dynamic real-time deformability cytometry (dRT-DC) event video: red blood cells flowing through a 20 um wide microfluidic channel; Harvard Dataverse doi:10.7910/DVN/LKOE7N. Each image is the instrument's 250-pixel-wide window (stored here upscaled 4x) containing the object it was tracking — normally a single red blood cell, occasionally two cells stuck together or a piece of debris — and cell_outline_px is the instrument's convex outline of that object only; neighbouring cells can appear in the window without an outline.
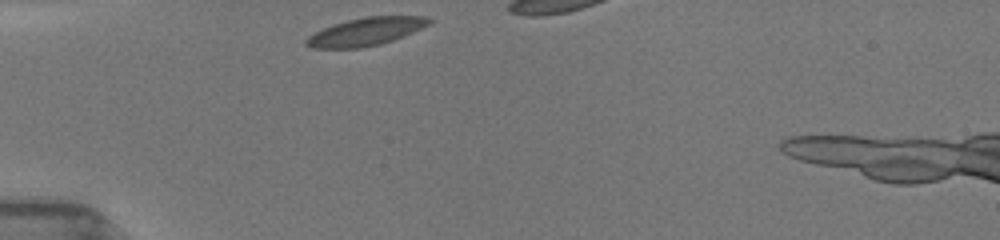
{"species": "common noctule bat (a hibernating species)", "species_latin": "Nyctalus noctula", "temperature_condition": "room temperature", "stored_images_in_passage": 12, "camera_frame_rate_fps": 3000, "um_per_image_px": 0.085, "animal": {"sex": "female", "body_mass_g": 19.5, "forearm_length_mm": 54.1}, "frame": {"image": 1, "passage_image": 1, "time_ms": 0.0, "image_size_px": [1000, 240], "cell_outline_px": [[432, 20], [428, 24], [412, 32], [392, 40], [380, 44], [360, 48], [312, 48], [304, 44], [304, 40], [308, 36], [332, 24], [364, 16], [428, 16]], "centroid_in_image_um": [31.05, 2.68], "position_along_channel_um": 53.9, "area_um2": 19.83}}
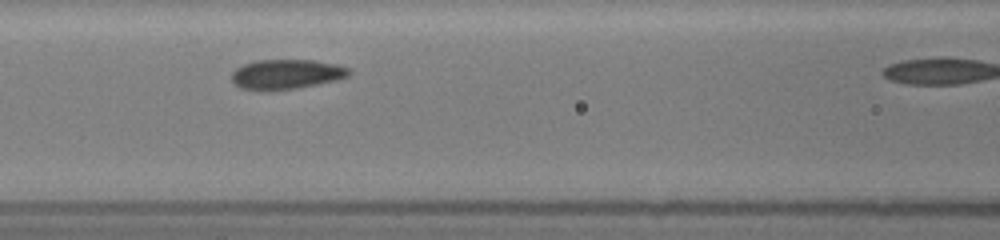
{"frame": {"image": 2, "passage_image": 8, "time_ms": 2.667, "image_size_px": [1000, 240], "cell_outline_px": [[352, 72], [348, 76], [316, 84], [296, 88], [264, 92], [240, 88], [232, 80], [232, 72], [236, 68], [244, 64], [256, 60], [312, 60], [336, 64], [348, 68]], "centroid_in_image_um": [24.29, 6.32], "position_along_channel_um": 142.3, "area_um2": 20.35}}
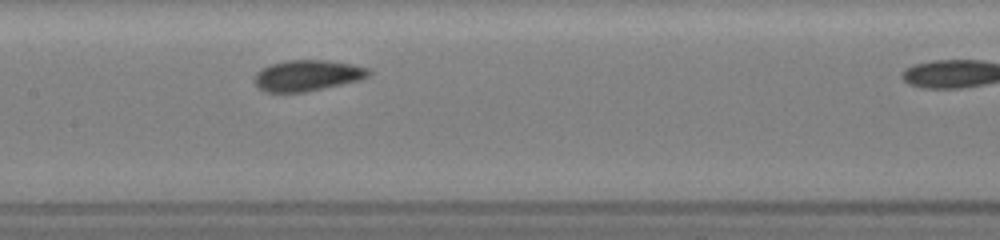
{"frame": {"image": 3, "passage_image": 11, "time_ms": 3.667, "image_size_px": [1000, 240], "cell_outline_px": [[372, 72], [368, 76], [360, 80], [324, 88], [304, 92], [264, 92], [256, 84], [256, 72], [272, 64], [288, 60], [328, 60], [352, 64], [368, 68]], "centroid_in_image_um": [26.17, 6.41], "position_along_channel_um": 181.2, "area_um2": 20.4}}